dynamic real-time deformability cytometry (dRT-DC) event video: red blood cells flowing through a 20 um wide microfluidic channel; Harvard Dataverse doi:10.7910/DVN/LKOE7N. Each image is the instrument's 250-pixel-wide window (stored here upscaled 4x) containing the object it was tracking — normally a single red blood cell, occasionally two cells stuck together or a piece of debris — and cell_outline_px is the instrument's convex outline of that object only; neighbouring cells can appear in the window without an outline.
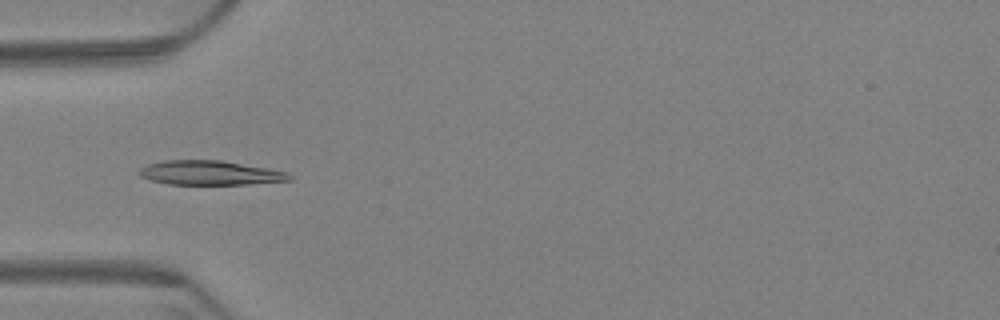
{"species": "Egyptian fruit bat (a non-hibernating species)", "species_latin": "Rousettus aegyptiacus", "temperature_condition": "warm", "stored_images_in_passage": 5, "camera_frame_rate_fps": 3000, "um_per_image_px": 0.085, "animal": {"sex": "female"}, "frame": {"image": 1, "passage_image": 1, "time_ms": 0.0, "image_size_px": [1000, 320], "cell_outline_px": [[292, 180], [248, 184], [168, 184], [148, 180], [140, 176], [136, 172], [140, 168], [148, 164], [164, 160], [220, 160], [268, 168], [288, 172], [292, 176]], "centroid_in_image_um": [17.82, 14.69], "position_along_channel_um": 67.2, "area_um2": 21.39}}
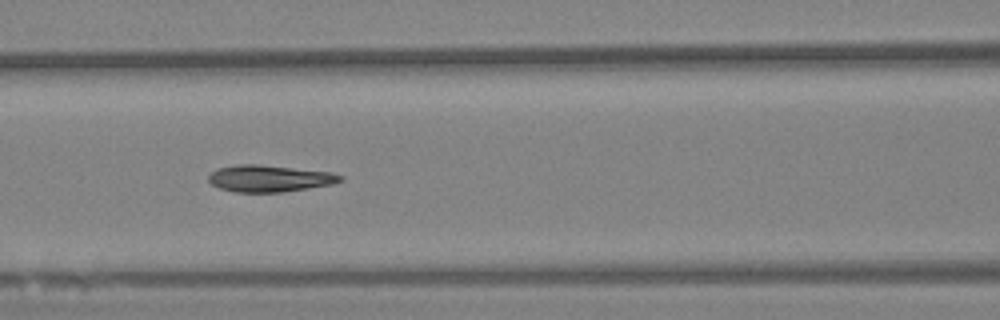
{"frame": {"image": 2, "passage_image": 3, "time_ms": 0.667, "image_size_px": [1000, 320], "cell_outline_px": [[344, 180], [332, 184], [284, 192], [236, 192], [220, 188], [212, 184], [208, 180], [208, 176], [216, 168], [236, 164], [256, 164], [332, 172], [344, 176]], "centroid_in_image_um": [22.91, 15.16], "position_along_channel_um": 143.7, "area_um2": 20.58}}
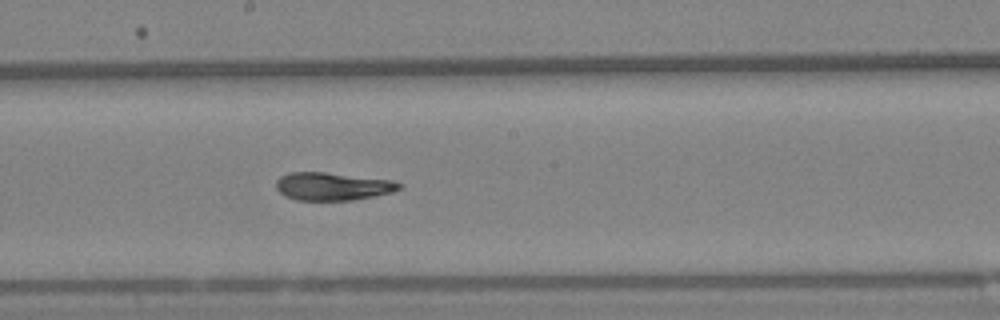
{"frame": {"image": 3, "passage_image": 5, "time_ms": 1.333, "image_size_px": [1000, 320], "cell_outline_px": [[404, 184], [400, 188], [392, 192], [352, 200], [296, 200], [284, 196], [276, 188], [276, 180], [280, 176], [288, 172], [324, 172], [392, 180]], "centroid_in_image_um": [28.24, 15.83], "position_along_channel_um": 220.0, "area_um2": 20.0}}